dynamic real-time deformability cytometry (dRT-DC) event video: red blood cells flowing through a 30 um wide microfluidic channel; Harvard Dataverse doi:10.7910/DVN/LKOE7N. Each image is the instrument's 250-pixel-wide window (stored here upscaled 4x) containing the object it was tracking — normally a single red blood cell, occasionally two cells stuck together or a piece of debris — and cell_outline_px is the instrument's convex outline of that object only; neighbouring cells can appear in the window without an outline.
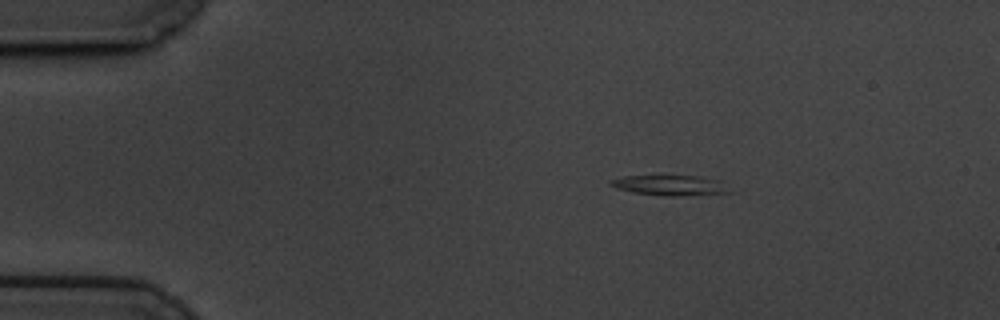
{"species": "common noctule bat (a hibernating species)", "species_latin": "Nyctalus noctula", "temperature_condition": "cold", "stored_images_in_passage": 44, "camera_frame_rate_fps": 3000, "um_per_image_px": 0.085, "animal": {"sex": "male", "body_mass_g": 19.5, "forearm_length_mm": 54.6}, "frame": {"image": 1, "passage_image": 1, "time_ms": 0.0, "image_size_px": [1000, 320], "cell_outline_px": [[732, 192], [676, 196], [668, 196], [632, 192], [616, 188], [608, 184], [608, 180], [624, 176], [660, 172], [704, 176], [720, 180]], "centroid_in_image_um": [56.89, 15.67], "position_along_channel_um": 28.1, "area_um2": 15.14}}
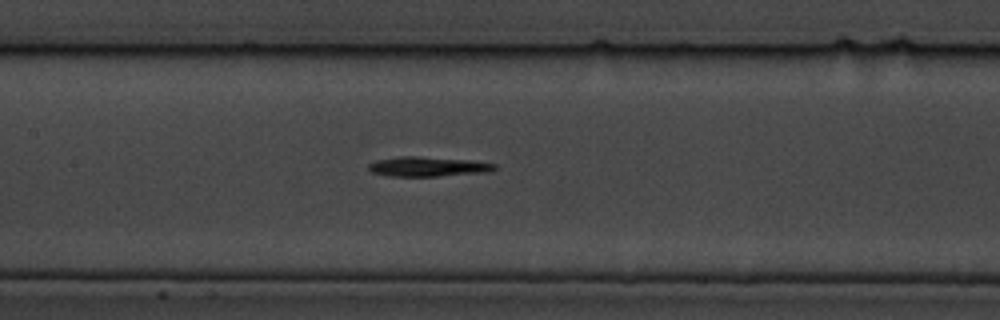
{"frame": {"image": 2, "passage_image": 19, "time_ms": 6.0, "image_size_px": [1000, 320], "cell_outline_px": [[496, 168], [492, 172], [436, 176], [388, 176], [372, 172], [368, 168], [368, 164], [376, 160], [400, 156], [416, 156], [468, 160], [496, 164]], "centroid_in_image_um": [36.37, 14.16], "position_along_channel_um": 171.0, "area_um2": 14.45}}
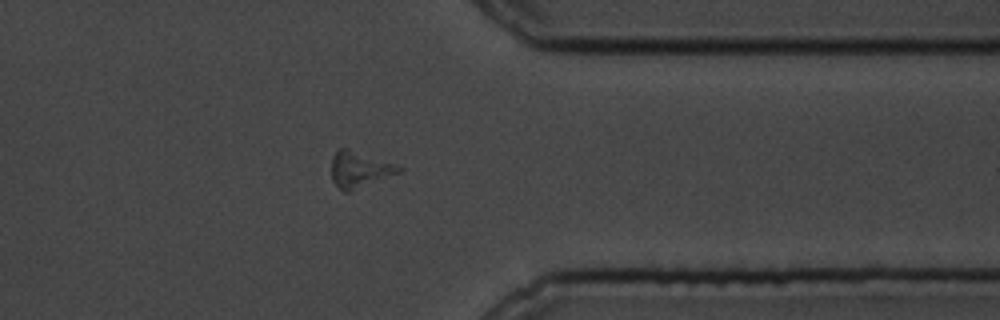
{"frame": {"image": 3, "passage_image": 38, "time_ms": 12.333, "image_size_px": [1000, 320], "cell_outline_px": [[404, 168], [400, 172], [348, 192], [344, 192], [332, 180], [332, 156], [340, 148], [348, 148], [396, 164]], "centroid_in_image_um": [30.55, 14.39], "position_along_channel_um": 380.8, "area_um2": 13.93}, "authors_computed_cell_mechanics": {"area_um2": 13.4674, "velocity_mm_per_s": 3.4269, "shape_relaxation_time_tau1_ms": 3.2262, "shape_relaxation_time_tau2_ms": null, "deformation_change_tau1": 0.1074, "deformation_change_tau2": null}}